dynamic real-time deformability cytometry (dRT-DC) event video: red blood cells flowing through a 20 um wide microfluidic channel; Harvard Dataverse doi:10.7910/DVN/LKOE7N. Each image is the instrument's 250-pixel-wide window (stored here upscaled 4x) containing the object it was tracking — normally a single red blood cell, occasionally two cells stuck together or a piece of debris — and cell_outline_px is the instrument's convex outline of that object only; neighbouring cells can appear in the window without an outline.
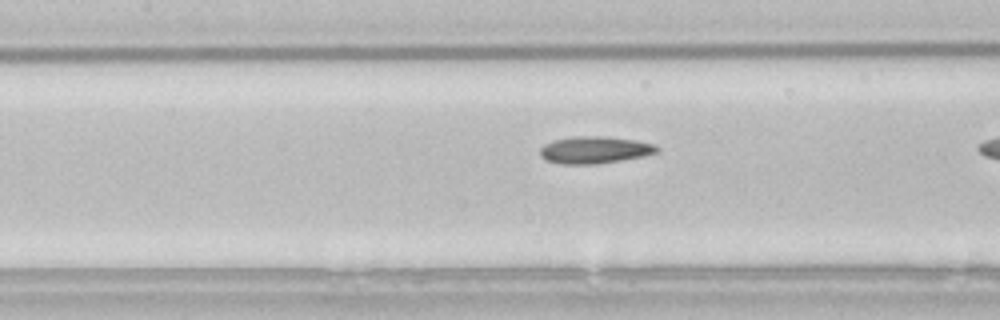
{"species": "common noctule bat (a hibernating species)", "species_latin": "Nyctalus noctula", "temperature_condition": "room temperature", "stored_images_in_passage": 38, "camera_frame_rate_fps": 3000, "um_per_image_px": 0.085, "animal": {"sex": "male", "body_mass_g": 21.5, "forearm_length_mm": 52.0}, "frame": {"image": 1, "passage_image": 21, "time_ms": 6.667, "image_size_px": [1000, 320], "cell_outline_px": [[660, 152], [644, 156], [596, 164], [560, 164], [544, 160], [540, 156], [540, 148], [544, 144], [552, 140], [572, 136], [604, 136], [636, 140], [656, 144], [660, 148]], "centroid_in_image_um": [50.55, 12.74], "position_along_channel_um": 156.9, "area_um2": 18.79}}
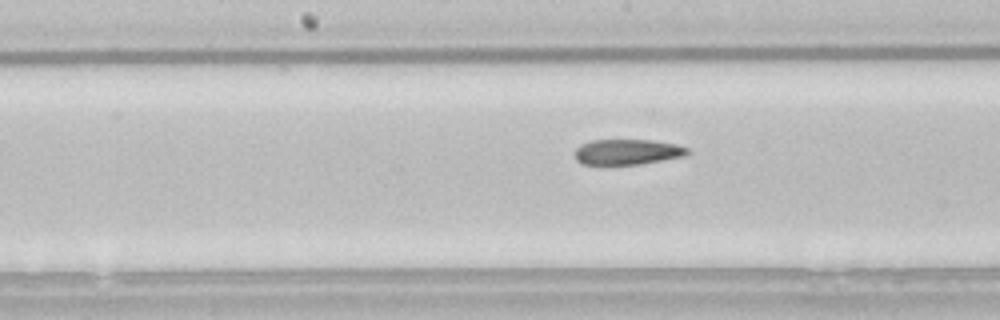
{"frame": {"image": 2, "passage_image": 24, "time_ms": 7.667, "image_size_px": [1000, 320], "cell_outline_px": [[692, 152], [684, 156], [640, 164], [584, 164], [576, 160], [576, 148], [580, 144], [592, 140], [652, 140], [676, 144], [688, 148]], "centroid_in_image_um": [53.35, 12.9], "position_along_channel_um": 194.8, "area_um2": 16.65}}